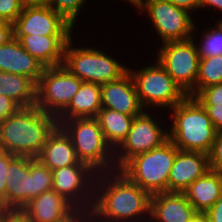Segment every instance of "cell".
<instances>
[{"instance_id": "6da1fadb", "label": "cell", "mask_w": 222, "mask_h": 222, "mask_svg": "<svg viewBox=\"0 0 222 222\" xmlns=\"http://www.w3.org/2000/svg\"><path fill=\"white\" fill-rule=\"evenodd\" d=\"M112 172L114 174L110 173V171L108 173L101 172V174H96L94 185L95 188L96 186L99 188V191L96 190L94 192L95 202H93L90 210L94 220L97 218L96 222H98V219L100 222H124L125 220L130 222L132 219L135 221L137 218H141L142 215H147L149 219L151 195L132 182L120 170H113ZM109 174L112 175V178ZM103 179L104 181L102 182ZM105 219L106 221H104Z\"/></svg>"}, {"instance_id": "7a4b0ae2", "label": "cell", "mask_w": 222, "mask_h": 222, "mask_svg": "<svg viewBox=\"0 0 222 222\" xmlns=\"http://www.w3.org/2000/svg\"><path fill=\"white\" fill-rule=\"evenodd\" d=\"M57 126V118L38 107H20L0 122V151L37 158Z\"/></svg>"}, {"instance_id": "3957f363", "label": "cell", "mask_w": 222, "mask_h": 222, "mask_svg": "<svg viewBox=\"0 0 222 222\" xmlns=\"http://www.w3.org/2000/svg\"><path fill=\"white\" fill-rule=\"evenodd\" d=\"M173 122L169 139L180 150L209 154L217 130L205 108L195 97L187 96L172 109Z\"/></svg>"}, {"instance_id": "277c9868", "label": "cell", "mask_w": 222, "mask_h": 222, "mask_svg": "<svg viewBox=\"0 0 222 222\" xmlns=\"http://www.w3.org/2000/svg\"><path fill=\"white\" fill-rule=\"evenodd\" d=\"M5 208L23 209L33 198L52 190L53 172L39 159L16 156L9 163Z\"/></svg>"}, {"instance_id": "5b68a950", "label": "cell", "mask_w": 222, "mask_h": 222, "mask_svg": "<svg viewBox=\"0 0 222 222\" xmlns=\"http://www.w3.org/2000/svg\"><path fill=\"white\" fill-rule=\"evenodd\" d=\"M57 122L70 137L80 162L87 164L97 174L102 170L103 173L117 170L112 159L114 150L106 142L97 118H73Z\"/></svg>"}, {"instance_id": "8992f818", "label": "cell", "mask_w": 222, "mask_h": 222, "mask_svg": "<svg viewBox=\"0 0 222 222\" xmlns=\"http://www.w3.org/2000/svg\"><path fill=\"white\" fill-rule=\"evenodd\" d=\"M178 148L170 139L131 158L120 171L150 195L168 192V179Z\"/></svg>"}, {"instance_id": "52a82bcc", "label": "cell", "mask_w": 222, "mask_h": 222, "mask_svg": "<svg viewBox=\"0 0 222 222\" xmlns=\"http://www.w3.org/2000/svg\"><path fill=\"white\" fill-rule=\"evenodd\" d=\"M72 39L64 50L63 66L82 82L108 83L123 76L128 68L95 48H73Z\"/></svg>"}, {"instance_id": "ba28073f", "label": "cell", "mask_w": 222, "mask_h": 222, "mask_svg": "<svg viewBox=\"0 0 222 222\" xmlns=\"http://www.w3.org/2000/svg\"><path fill=\"white\" fill-rule=\"evenodd\" d=\"M156 65L144 67L138 71H128L133 78L140 103L146 106L169 107L172 109L181 103L188 94L167 73L165 68L156 60Z\"/></svg>"}, {"instance_id": "9c48e42d", "label": "cell", "mask_w": 222, "mask_h": 222, "mask_svg": "<svg viewBox=\"0 0 222 222\" xmlns=\"http://www.w3.org/2000/svg\"><path fill=\"white\" fill-rule=\"evenodd\" d=\"M82 81L65 66L45 67L36 88L35 106L57 117L78 92Z\"/></svg>"}, {"instance_id": "30bf717a", "label": "cell", "mask_w": 222, "mask_h": 222, "mask_svg": "<svg viewBox=\"0 0 222 222\" xmlns=\"http://www.w3.org/2000/svg\"><path fill=\"white\" fill-rule=\"evenodd\" d=\"M191 39L169 41L157 51V60L173 80L182 87L188 96H196V81L199 73V55Z\"/></svg>"}, {"instance_id": "8fae6325", "label": "cell", "mask_w": 222, "mask_h": 222, "mask_svg": "<svg viewBox=\"0 0 222 222\" xmlns=\"http://www.w3.org/2000/svg\"><path fill=\"white\" fill-rule=\"evenodd\" d=\"M137 8L148 13L163 43L192 38L196 26L187 10L161 0L141 1Z\"/></svg>"}, {"instance_id": "7c38bea8", "label": "cell", "mask_w": 222, "mask_h": 222, "mask_svg": "<svg viewBox=\"0 0 222 222\" xmlns=\"http://www.w3.org/2000/svg\"><path fill=\"white\" fill-rule=\"evenodd\" d=\"M164 131L148 114V111H143L135 116L126 138L116 147L117 150H114L113 159L116 169L120 170L134 156L150 151L166 142L169 139V133L167 130Z\"/></svg>"}, {"instance_id": "4fadbf2b", "label": "cell", "mask_w": 222, "mask_h": 222, "mask_svg": "<svg viewBox=\"0 0 222 222\" xmlns=\"http://www.w3.org/2000/svg\"><path fill=\"white\" fill-rule=\"evenodd\" d=\"M14 25V36L71 35L72 26L46 3L25 4Z\"/></svg>"}, {"instance_id": "5bb4252c", "label": "cell", "mask_w": 222, "mask_h": 222, "mask_svg": "<svg viewBox=\"0 0 222 222\" xmlns=\"http://www.w3.org/2000/svg\"><path fill=\"white\" fill-rule=\"evenodd\" d=\"M52 172H53V187H52L53 190H55L58 194L62 195L65 199H67L78 210L88 211L89 208L90 209L92 208L94 202L93 192L94 190H96L95 188L92 187L94 186L93 181H95L94 178L96 177L95 174H97L95 171H93L88 165H70L56 170H52ZM88 193L89 194L91 193L90 194L91 197ZM87 195H89V197Z\"/></svg>"}, {"instance_id": "9a60e30c", "label": "cell", "mask_w": 222, "mask_h": 222, "mask_svg": "<svg viewBox=\"0 0 222 222\" xmlns=\"http://www.w3.org/2000/svg\"><path fill=\"white\" fill-rule=\"evenodd\" d=\"M101 105L130 116L144 111L129 71L117 80L101 84Z\"/></svg>"}, {"instance_id": "2e32d148", "label": "cell", "mask_w": 222, "mask_h": 222, "mask_svg": "<svg viewBox=\"0 0 222 222\" xmlns=\"http://www.w3.org/2000/svg\"><path fill=\"white\" fill-rule=\"evenodd\" d=\"M209 169L208 154L178 149L168 179V192H183Z\"/></svg>"}, {"instance_id": "e0dca14e", "label": "cell", "mask_w": 222, "mask_h": 222, "mask_svg": "<svg viewBox=\"0 0 222 222\" xmlns=\"http://www.w3.org/2000/svg\"><path fill=\"white\" fill-rule=\"evenodd\" d=\"M23 210L34 222H66L79 211L53 189L33 198Z\"/></svg>"}, {"instance_id": "ac0fdd59", "label": "cell", "mask_w": 222, "mask_h": 222, "mask_svg": "<svg viewBox=\"0 0 222 222\" xmlns=\"http://www.w3.org/2000/svg\"><path fill=\"white\" fill-rule=\"evenodd\" d=\"M198 212L183 192H161L151 195L150 221L190 222Z\"/></svg>"}, {"instance_id": "d6986e66", "label": "cell", "mask_w": 222, "mask_h": 222, "mask_svg": "<svg viewBox=\"0 0 222 222\" xmlns=\"http://www.w3.org/2000/svg\"><path fill=\"white\" fill-rule=\"evenodd\" d=\"M44 69L15 37L0 46V71L27 76L37 84Z\"/></svg>"}, {"instance_id": "ffe728a7", "label": "cell", "mask_w": 222, "mask_h": 222, "mask_svg": "<svg viewBox=\"0 0 222 222\" xmlns=\"http://www.w3.org/2000/svg\"><path fill=\"white\" fill-rule=\"evenodd\" d=\"M21 46L45 67L63 64L64 50L71 35L14 36Z\"/></svg>"}, {"instance_id": "44dd1931", "label": "cell", "mask_w": 222, "mask_h": 222, "mask_svg": "<svg viewBox=\"0 0 222 222\" xmlns=\"http://www.w3.org/2000/svg\"><path fill=\"white\" fill-rule=\"evenodd\" d=\"M37 159L51 171L70 165H87L78 160L70 137L59 125L48 136Z\"/></svg>"}, {"instance_id": "7402d4cb", "label": "cell", "mask_w": 222, "mask_h": 222, "mask_svg": "<svg viewBox=\"0 0 222 222\" xmlns=\"http://www.w3.org/2000/svg\"><path fill=\"white\" fill-rule=\"evenodd\" d=\"M183 193L198 213H205L222 194V173L209 169Z\"/></svg>"}, {"instance_id": "603a6c76", "label": "cell", "mask_w": 222, "mask_h": 222, "mask_svg": "<svg viewBox=\"0 0 222 222\" xmlns=\"http://www.w3.org/2000/svg\"><path fill=\"white\" fill-rule=\"evenodd\" d=\"M101 109V85L82 82L78 92L73 96L68 106L56 118L57 120L96 118Z\"/></svg>"}, {"instance_id": "cb8c5ba5", "label": "cell", "mask_w": 222, "mask_h": 222, "mask_svg": "<svg viewBox=\"0 0 222 222\" xmlns=\"http://www.w3.org/2000/svg\"><path fill=\"white\" fill-rule=\"evenodd\" d=\"M37 84L29 77L0 71V94L10 97L20 107L36 104Z\"/></svg>"}, {"instance_id": "d4e9b609", "label": "cell", "mask_w": 222, "mask_h": 222, "mask_svg": "<svg viewBox=\"0 0 222 222\" xmlns=\"http://www.w3.org/2000/svg\"><path fill=\"white\" fill-rule=\"evenodd\" d=\"M96 118L106 142L116 150V146L118 147L126 138L135 116L102 108Z\"/></svg>"}, {"instance_id": "484cf974", "label": "cell", "mask_w": 222, "mask_h": 222, "mask_svg": "<svg viewBox=\"0 0 222 222\" xmlns=\"http://www.w3.org/2000/svg\"><path fill=\"white\" fill-rule=\"evenodd\" d=\"M219 83H222V56L201 58L196 81V95L202 89Z\"/></svg>"}, {"instance_id": "4316f807", "label": "cell", "mask_w": 222, "mask_h": 222, "mask_svg": "<svg viewBox=\"0 0 222 222\" xmlns=\"http://www.w3.org/2000/svg\"><path fill=\"white\" fill-rule=\"evenodd\" d=\"M204 34L201 46L195 44L199 58L222 56V20Z\"/></svg>"}, {"instance_id": "83f0119b", "label": "cell", "mask_w": 222, "mask_h": 222, "mask_svg": "<svg viewBox=\"0 0 222 222\" xmlns=\"http://www.w3.org/2000/svg\"><path fill=\"white\" fill-rule=\"evenodd\" d=\"M86 0H46L45 3L55 12L59 13L72 26L75 24L77 16H79L80 8H82Z\"/></svg>"}, {"instance_id": "f1b7e54d", "label": "cell", "mask_w": 222, "mask_h": 222, "mask_svg": "<svg viewBox=\"0 0 222 222\" xmlns=\"http://www.w3.org/2000/svg\"><path fill=\"white\" fill-rule=\"evenodd\" d=\"M23 0H0V19L4 23H14L23 11Z\"/></svg>"}, {"instance_id": "f546056e", "label": "cell", "mask_w": 222, "mask_h": 222, "mask_svg": "<svg viewBox=\"0 0 222 222\" xmlns=\"http://www.w3.org/2000/svg\"><path fill=\"white\" fill-rule=\"evenodd\" d=\"M195 98L202 106L222 105V83L202 89Z\"/></svg>"}, {"instance_id": "4dcf8cb0", "label": "cell", "mask_w": 222, "mask_h": 222, "mask_svg": "<svg viewBox=\"0 0 222 222\" xmlns=\"http://www.w3.org/2000/svg\"><path fill=\"white\" fill-rule=\"evenodd\" d=\"M16 157L9 152L0 151V207L5 208V192L9 163Z\"/></svg>"}, {"instance_id": "1f68e13d", "label": "cell", "mask_w": 222, "mask_h": 222, "mask_svg": "<svg viewBox=\"0 0 222 222\" xmlns=\"http://www.w3.org/2000/svg\"><path fill=\"white\" fill-rule=\"evenodd\" d=\"M208 158L210 169L222 173V131L217 132Z\"/></svg>"}, {"instance_id": "d6a6232c", "label": "cell", "mask_w": 222, "mask_h": 222, "mask_svg": "<svg viewBox=\"0 0 222 222\" xmlns=\"http://www.w3.org/2000/svg\"><path fill=\"white\" fill-rule=\"evenodd\" d=\"M20 106L10 97L0 94V122L14 114Z\"/></svg>"}, {"instance_id": "836d02e7", "label": "cell", "mask_w": 222, "mask_h": 222, "mask_svg": "<svg viewBox=\"0 0 222 222\" xmlns=\"http://www.w3.org/2000/svg\"><path fill=\"white\" fill-rule=\"evenodd\" d=\"M217 132L222 131V105L203 106Z\"/></svg>"}, {"instance_id": "e575fe53", "label": "cell", "mask_w": 222, "mask_h": 222, "mask_svg": "<svg viewBox=\"0 0 222 222\" xmlns=\"http://www.w3.org/2000/svg\"><path fill=\"white\" fill-rule=\"evenodd\" d=\"M5 222H34L23 209H7Z\"/></svg>"}, {"instance_id": "d590c367", "label": "cell", "mask_w": 222, "mask_h": 222, "mask_svg": "<svg viewBox=\"0 0 222 222\" xmlns=\"http://www.w3.org/2000/svg\"><path fill=\"white\" fill-rule=\"evenodd\" d=\"M204 214L208 217L209 222H222V194Z\"/></svg>"}, {"instance_id": "8d00e7d4", "label": "cell", "mask_w": 222, "mask_h": 222, "mask_svg": "<svg viewBox=\"0 0 222 222\" xmlns=\"http://www.w3.org/2000/svg\"><path fill=\"white\" fill-rule=\"evenodd\" d=\"M14 38V25L12 23H4L0 27V46L9 42Z\"/></svg>"}, {"instance_id": "74e56055", "label": "cell", "mask_w": 222, "mask_h": 222, "mask_svg": "<svg viewBox=\"0 0 222 222\" xmlns=\"http://www.w3.org/2000/svg\"><path fill=\"white\" fill-rule=\"evenodd\" d=\"M172 4L178 6L179 8L187 10L189 13L193 9H199V2L198 0H170Z\"/></svg>"}, {"instance_id": "f35d334b", "label": "cell", "mask_w": 222, "mask_h": 222, "mask_svg": "<svg viewBox=\"0 0 222 222\" xmlns=\"http://www.w3.org/2000/svg\"><path fill=\"white\" fill-rule=\"evenodd\" d=\"M90 211H87L85 210V213L84 211H78L73 217H71L68 221L66 222H93V217H92V214L89 213ZM83 213V214H82ZM85 215V216H84ZM89 215V216H87ZM89 217V218H88ZM91 218V219H90ZM84 219V221H83ZM89 219V220H88Z\"/></svg>"}, {"instance_id": "ab89813d", "label": "cell", "mask_w": 222, "mask_h": 222, "mask_svg": "<svg viewBox=\"0 0 222 222\" xmlns=\"http://www.w3.org/2000/svg\"><path fill=\"white\" fill-rule=\"evenodd\" d=\"M199 2V8H202L204 6H210V7H215L218 10L222 11V0H198Z\"/></svg>"}, {"instance_id": "60d3db41", "label": "cell", "mask_w": 222, "mask_h": 222, "mask_svg": "<svg viewBox=\"0 0 222 222\" xmlns=\"http://www.w3.org/2000/svg\"><path fill=\"white\" fill-rule=\"evenodd\" d=\"M190 222H209V219L204 213H197Z\"/></svg>"}, {"instance_id": "b9f144b4", "label": "cell", "mask_w": 222, "mask_h": 222, "mask_svg": "<svg viewBox=\"0 0 222 222\" xmlns=\"http://www.w3.org/2000/svg\"><path fill=\"white\" fill-rule=\"evenodd\" d=\"M6 208L0 207V222H5Z\"/></svg>"}, {"instance_id": "7bdbcfd3", "label": "cell", "mask_w": 222, "mask_h": 222, "mask_svg": "<svg viewBox=\"0 0 222 222\" xmlns=\"http://www.w3.org/2000/svg\"><path fill=\"white\" fill-rule=\"evenodd\" d=\"M26 4L45 3L46 0H23Z\"/></svg>"}, {"instance_id": "ee69618b", "label": "cell", "mask_w": 222, "mask_h": 222, "mask_svg": "<svg viewBox=\"0 0 222 222\" xmlns=\"http://www.w3.org/2000/svg\"><path fill=\"white\" fill-rule=\"evenodd\" d=\"M133 6L138 7L140 5L141 0H128Z\"/></svg>"}, {"instance_id": "f6af8a7d", "label": "cell", "mask_w": 222, "mask_h": 222, "mask_svg": "<svg viewBox=\"0 0 222 222\" xmlns=\"http://www.w3.org/2000/svg\"><path fill=\"white\" fill-rule=\"evenodd\" d=\"M4 24V22L0 19V27Z\"/></svg>"}]
</instances>
